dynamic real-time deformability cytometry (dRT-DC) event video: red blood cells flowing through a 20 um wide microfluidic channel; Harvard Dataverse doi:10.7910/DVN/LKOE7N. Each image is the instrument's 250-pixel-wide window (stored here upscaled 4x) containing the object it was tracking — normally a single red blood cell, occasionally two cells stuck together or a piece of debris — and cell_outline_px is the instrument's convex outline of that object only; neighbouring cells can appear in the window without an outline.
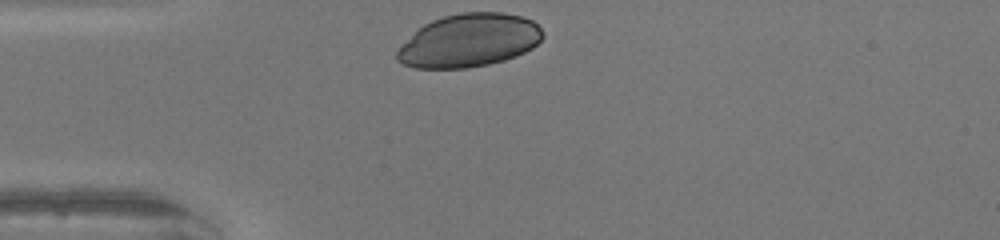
{"species": "human", "species_latin": "Homo sapiens", "temperature_condition": "warm", "stored_images_in_passage": 26, "camera_frame_rate_fps": 3000, "um_per_image_px": 0.085, "donor": {"sex": "female"}, "frame": {"image": 1, "passage_image": 1, "time_ms": 0.0, "image_size_px": [1000, 240], "cell_outline_px": [[544, 36], [532, 48], [516, 56], [504, 60], [488, 64], [468, 68], [416, 68], [404, 64], [396, 60], [396, 52], [424, 24], [432, 20], [444, 16], [460, 12], [500, 12], [520, 16], [532, 20], [540, 28]], "centroid_in_image_um": [39.89, 3.44], "position_along_channel_um": 45.1, "area_um2": 44.74}}
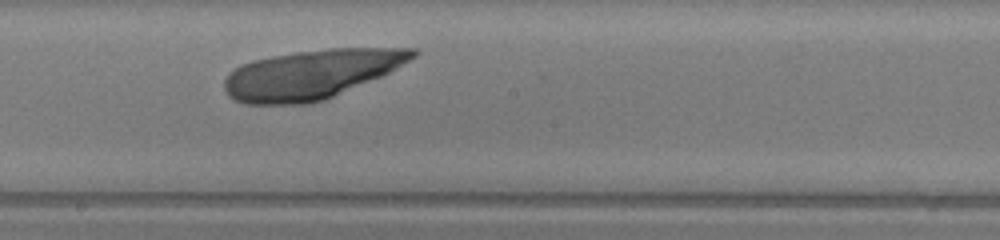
{"frame": {"image": 2, "passage_image": 15, "time_ms": 4.667, "image_size_px": [1000, 240], "cell_outline_px": [[420, 52], [416, 56], [388, 72], [380, 76], [324, 100], [308, 104], [244, 104], [232, 100], [228, 96], [224, 88], [224, 80], [240, 64], [252, 60], [272, 56], [296, 52], [328, 48], [416, 48]], "centroid_in_image_um": [26.42, 6.32], "position_along_channel_um": 221.8, "area_um2": 53.64}}
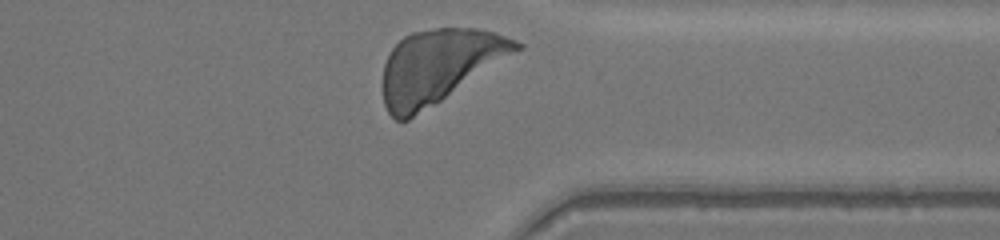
{"frame": {"image": 3, "passage_image": 26, "time_ms": 8.333, "image_size_px": [1000, 240], "cell_outline_px": [[524, 48], [408, 120], [396, 120], [388, 112], [384, 104], [384, 64], [392, 48], [404, 36], [412, 32], [436, 28], [476, 28], [492, 32], [516, 40], [524, 44]], "centroid_in_image_um": [37.33, 5.6], "position_along_channel_um": 374.1, "area_um2": 56.36}}